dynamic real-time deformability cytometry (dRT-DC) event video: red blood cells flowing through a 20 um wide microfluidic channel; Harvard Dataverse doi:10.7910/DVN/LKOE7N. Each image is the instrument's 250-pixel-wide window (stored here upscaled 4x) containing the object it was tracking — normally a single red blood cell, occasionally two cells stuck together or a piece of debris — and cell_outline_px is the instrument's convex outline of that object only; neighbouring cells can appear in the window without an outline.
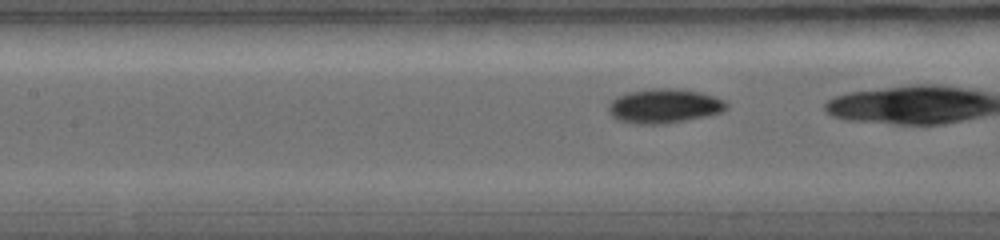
{"species": "common noctule bat (a hibernating species)", "species_latin": "Nyctalus noctula", "temperature_condition": "warm", "stored_images_in_passage": 25, "camera_frame_rate_fps": 5000, "um_per_image_px": 0.085, "animal": {"sex": "female", "body_mass_g": 19.0, "forearm_length_mm": 56.7}, "frame": {"image": 1, "passage_image": 8, "time_ms": 1.6, "image_size_px": [1000, 240], "cell_outline_px": [[724, 108], [716, 112], [676, 120], [624, 120], [616, 116], [612, 112], [612, 100], [616, 96], [628, 92], [652, 88], [680, 88], [700, 92], [712, 96], [720, 100], [724, 104]], "centroid_in_image_um": [56.45, 8.88], "position_along_channel_um": 151.0, "area_um2": 20.92}}